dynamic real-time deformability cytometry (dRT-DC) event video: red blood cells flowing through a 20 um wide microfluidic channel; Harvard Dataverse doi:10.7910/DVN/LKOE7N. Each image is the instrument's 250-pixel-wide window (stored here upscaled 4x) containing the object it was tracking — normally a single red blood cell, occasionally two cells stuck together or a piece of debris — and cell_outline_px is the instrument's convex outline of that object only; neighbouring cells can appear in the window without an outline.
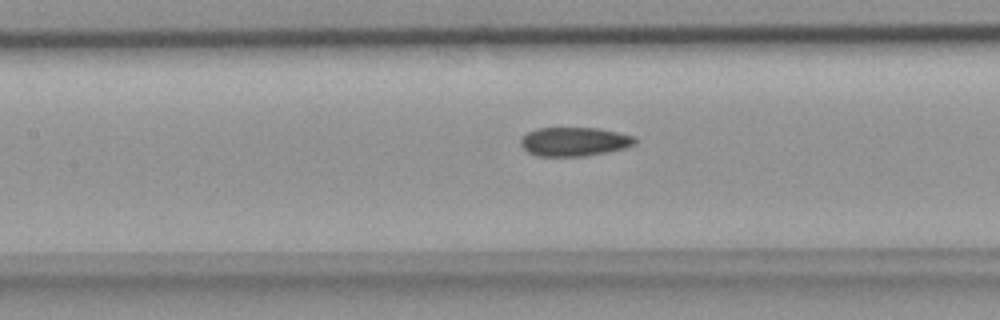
{"species": "common noctule bat (a hibernating species)", "species_latin": "Nyctalus noctula", "temperature_condition": "room temperature", "stored_images_in_passage": 32, "camera_frame_rate_fps": 3000, "um_per_image_px": 0.085, "animal": {"sex": "female", "body_mass_g": 18.4}, "frame": {"image": 1, "passage_image": 7, "time_ms": 2.0, "image_size_px": [1000, 320], "cell_outline_px": [[636, 144], [624, 148], [608, 152], [584, 156], [536, 156], [528, 152], [520, 144], [520, 140], [528, 132], [536, 128], [596, 128], [636, 136]], "centroid_in_image_um": [48.82, 12.04], "position_along_channel_um": 158.6, "area_um2": 19.25}}
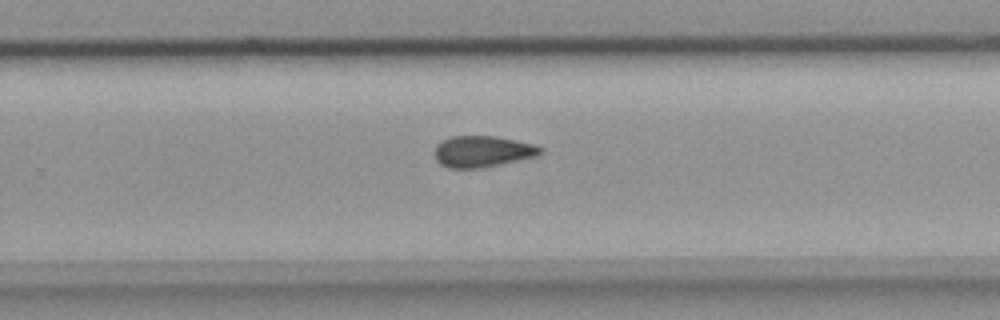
{"frame": {"image": 2, "passage_image": 16, "time_ms": 5.0, "image_size_px": [1000, 320], "cell_outline_px": [[544, 152], [536, 156], [500, 164], [480, 168], [448, 168], [440, 164], [436, 160], [436, 144], [440, 140], [448, 136], [496, 136], [536, 144], [544, 148]], "centroid_in_image_um": [41.02, 12.86], "position_along_channel_um": 288.8, "area_um2": 19.48}}
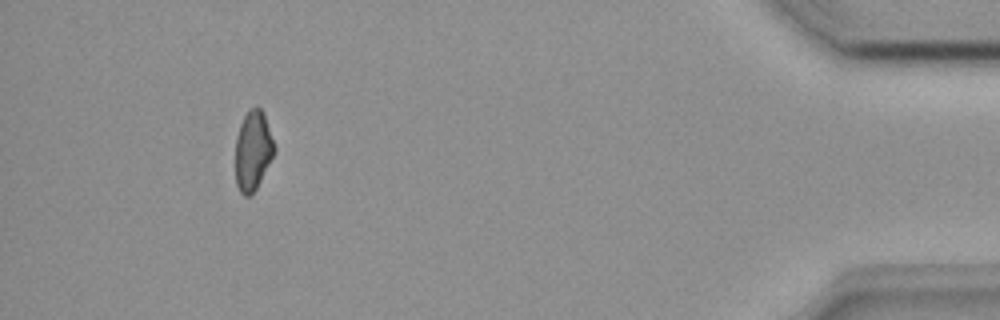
{"frame": {"image": 3, "passage_image": 29, "time_ms": 9.333, "image_size_px": [1000, 320], "cell_outline_px": [[276, 152], [256, 188], [248, 196], [244, 196], [240, 192], [236, 184], [236, 136], [240, 124], [244, 116], [256, 104], [264, 112], [276, 148]], "centroid_in_image_um": [21.52, 12.77], "position_along_channel_um": 413.7, "area_um2": 18.09}}